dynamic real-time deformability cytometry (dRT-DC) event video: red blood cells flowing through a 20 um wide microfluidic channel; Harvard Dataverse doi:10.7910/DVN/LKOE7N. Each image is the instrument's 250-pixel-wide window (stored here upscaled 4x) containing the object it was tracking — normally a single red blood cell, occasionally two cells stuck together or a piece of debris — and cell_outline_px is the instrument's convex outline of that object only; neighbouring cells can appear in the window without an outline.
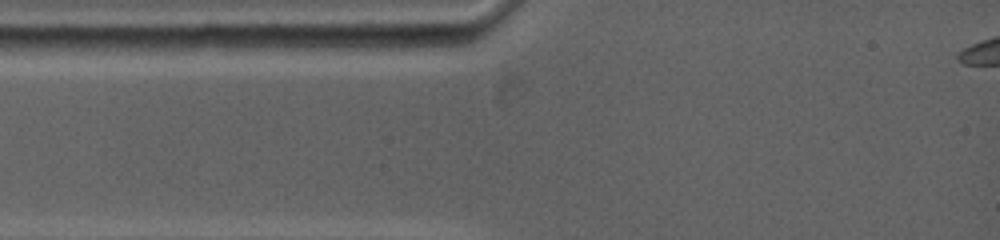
{"species": "common noctule bat (a hibernating species)", "species_latin": "Nyctalus noctula", "temperature_condition": "warm", "stored_images_in_passage": 2, "camera_frame_rate_fps": 5000, "um_per_image_px": 0.085, "animal": {"sex": "female", "body_mass_g": 19.0, "forearm_length_mm": 53.3}, "frame": {"image": 1, "passage_image": 1, "time_ms": 0.0, "image_size_px": [1000, 240], "cell_outline_px": [[484, 12], [476, 24], [432, 28], [340, 28], [320, 24]], "centroid_in_image_um": [35.26, 1.87], "position_along_channel_um": 49.7, "area_um2": 10.35}}